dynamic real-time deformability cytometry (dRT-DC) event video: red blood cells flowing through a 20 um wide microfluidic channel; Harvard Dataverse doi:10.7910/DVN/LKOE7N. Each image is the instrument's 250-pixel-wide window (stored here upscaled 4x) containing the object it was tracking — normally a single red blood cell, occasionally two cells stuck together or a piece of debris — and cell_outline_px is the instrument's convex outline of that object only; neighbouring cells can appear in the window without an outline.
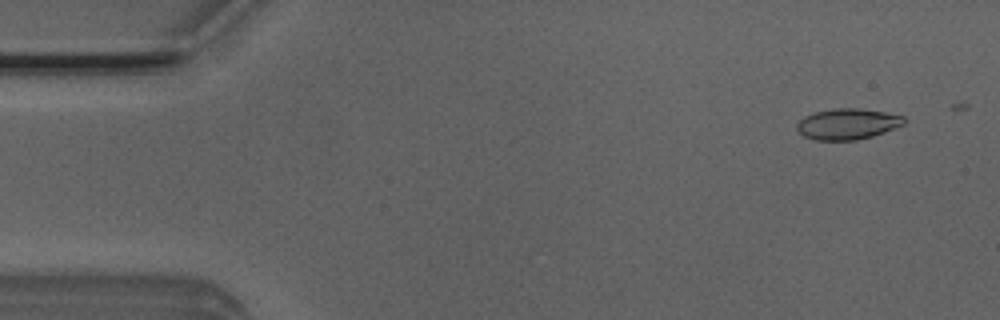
{"species": "Egyptian fruit bat (a non-hibernating species)", "species_latin": "Rousettus aegyptiacus", "temperature_condition": "room temperature", "stored_images_in_passage": 51, "camera_frame_rate_fps": 3000, "um_per_image_px": 0.085, "animal": {"sex": "male"}, "frame": {"image": 1, "passage_image": 3, "time_ms": 0.667, "image_size_px": [1000, 320], "cell_outline_px": [[904, 124], [884, 132], [872, 136], [856, 140], [816, 140], [804, 136], [796, 132], [796, 124], [804, 116], [816, 112], [832, 108], [860, 108], [884, 112], [904, 116]], "centroid_in_image_um": [72.0, 10.54], "position_along_channel_um": 13.0, "area_um2": 19.31}}
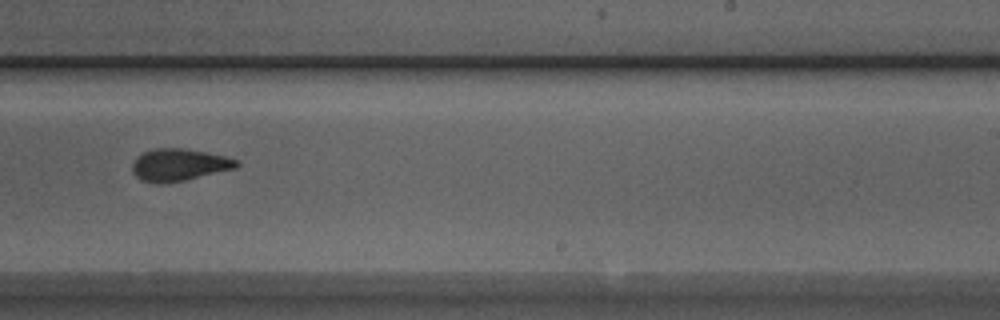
{"frame": {"image": 2, "passage_image": 31, "time_ms": 10.0, "image_size_px": [1000, 320], "cell_outline_px": [[240, 164], [236, 168], [184, 180], [156, 184], [140, 180], [132, 172], [132, 164], [136, 156], [144, 152], [156, 148], [184, 148], [224, 156], [240, 160]], "centroid_in_image_um": [15.2, 14.01], "position_along_channel_um": 273.8, "area_um2": 19.54}}
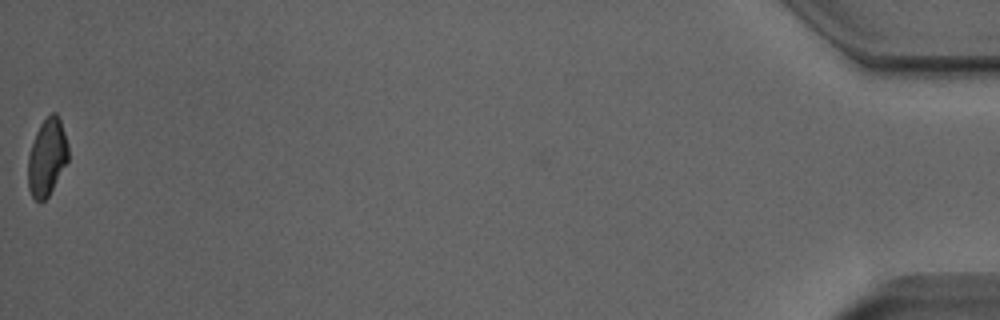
{"frame": {"image": 3, "passage_image": 51, "time_ms": 16.667, "image_size_px": [1000, 320], "cell_outline_px": [[68, 160], [48, 196], [40, 204], [32, 196], [28, 188], [28, 156], [36, 132], [40, 124], [52, 112], [56, 112], [60, 116], [68, 144]], "centroid_in_image_um": [4.0, 13.35], "position_along_channel_um": 431.2, "area_um2": 18.09}, "authors_computed_cell_mechanics": {"area_um2": 19.363, "velocity_mm_per_s": 3.9647, "shape_relaxation_time_tau1_ms": 9.4209, "shape_relaxation_time_tau2_ms": 1.8681, "deformation_change_tau1": 0.1942, "deformation_change_tau2": 0.0692}}